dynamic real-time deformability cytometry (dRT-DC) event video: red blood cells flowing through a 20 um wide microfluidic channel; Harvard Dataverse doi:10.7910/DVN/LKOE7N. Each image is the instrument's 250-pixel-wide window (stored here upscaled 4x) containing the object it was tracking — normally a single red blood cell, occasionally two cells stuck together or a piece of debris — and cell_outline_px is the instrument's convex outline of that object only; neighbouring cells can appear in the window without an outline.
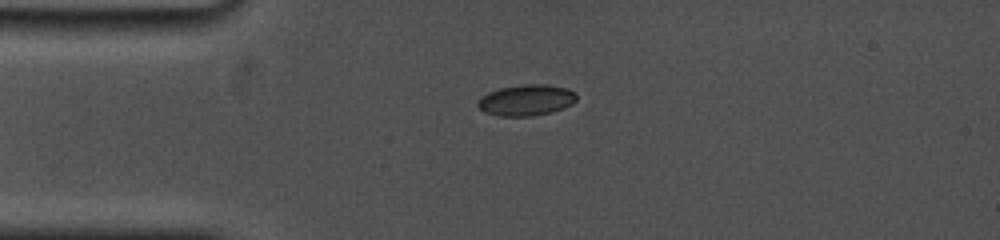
{"species": "common noctule bat (a hibernating species)", "species_latin": "Nyctalus noctula", "temperature_condition": "cold", "stored_images_in_passage": 20, "camera_frame_rate_fps": 5000, "um_per_image_px": 0.085, "animal": {"sex": "female", "body_mass_g": 19.0, "forearm_length_mm": 53.3}, "frame": {"image": 1, "passage_image": 1, "time_ms": 0.0, "image_size_px": [1000, 240], "cell_outline_px": [[576, 100], [572, 104], [564, 108], [532, 116], [500, 116], [484, 112], [476, 104], [476, 100], [488, 92], [500, 88], [524, 84], [544, 84], [568, 88], [576, 92]], "centroid_in_image_um": [44.72, 8.5], "position_along_channel_um": 40.3, "area_um2": 17.92}}
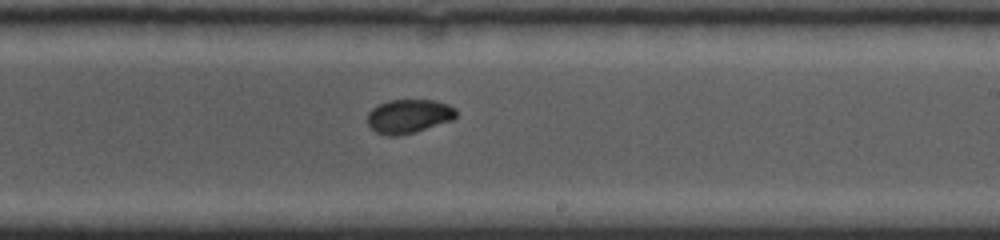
{"frame": {"image": 2, "passage_image": 10, "time_ms": 6.2, "image_size_px": [1000, 240], "cell_outline_px": [[456, 116], [452, 120], [416, 132], [396, 136], [388, 136], [376, 132], [368, 124], [368, 112], [372, 108], [388, 100], [432, 100], [448, 104], [456, 108]], "centroid_in_image_um": [34.75, 9.88], "position_along_channel_um": 254.3, "area_um2": 17.51}}
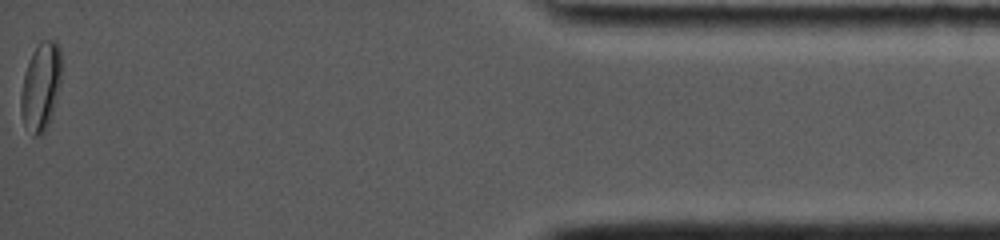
{"frame": {"image": 3, "passage_image": 20, "time_ms": 12.6, "image_size_px": [1000, 240], "cell_outline_px": [[60, 84], [56, 100], [48, 124], [44, 132], [40, 136], [32, 136], [24, 124], [20, 112], [20, 92], [24, 76], [32, 52], [40, 40], [56, 40], [60, 48]], "centroid_in_image_um": [3.45, 7.37], "position_along_channel_um": 431.8, "area_um2": 20.81}, "authors_computed_cell_mechanics": {"area_um2": 17.8602, "velocity_mm_per_s": 3.7961, "shape_relaxation_time_tau1_ms": 4.7512, "shape_relaxation_time_tau2_ms": 3.5316, "deformation_change_tau1": 0.1115, "deformation_change_tau2": 0.0412}}